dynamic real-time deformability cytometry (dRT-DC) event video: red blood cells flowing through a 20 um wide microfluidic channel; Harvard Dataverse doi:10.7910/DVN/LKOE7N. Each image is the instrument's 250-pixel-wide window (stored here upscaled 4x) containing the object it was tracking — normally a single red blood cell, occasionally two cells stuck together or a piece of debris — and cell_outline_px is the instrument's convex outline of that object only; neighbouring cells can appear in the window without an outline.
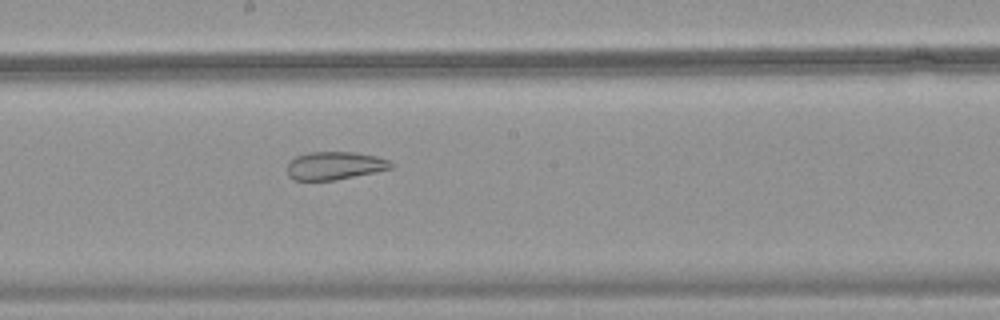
{"species": "common noctule bat (a hibernating species)", "species_latin": "Nyctalus noctula", "temperature_condition": "warm", "stored_images_in_passage": 51, "camera_frame_rate_fps": 3000, "um_per_image_px": 0.085, "animal": {"sex": "female", "body_mass_g": 18.4}, "frame": {"image": 1, "passage_image": 29, "time_ms": 9.333, "image_size_px": [1000, 320], "cell_outline_px": [[396, 164], [392, 168], [376, 172], [336, 180], [296, 180], [288, 176], [288, 164], [296, 156], [308, 152], [356, 152], [376, 156], [388, 160]], "centroid_in_image_um": [28.49, 14.08], "position_along_channel_um": 219.7, "area_um2": 16.99}}
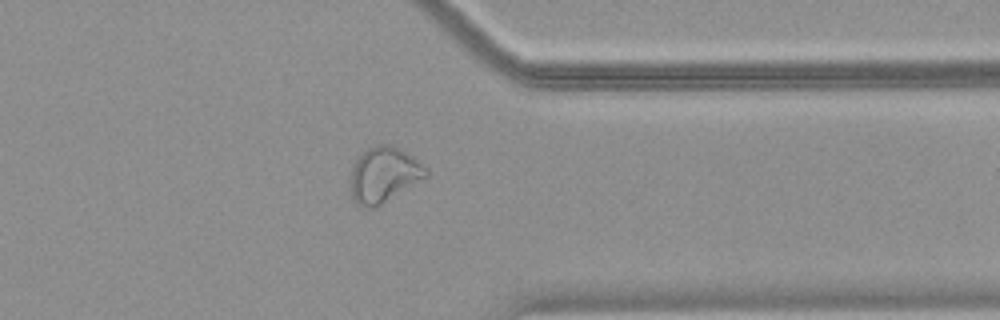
{"frame": {"image": 2, "passage_image": 41, "time_ms": 13.333, "image_size_px": [1000, 320], "cell_outline_px": [[428, 176], [380, 204], [372, 208], [360, 208], [352, 200], [352, 168], [356, 156], [360, 152], [368, 148], [380, 144], [388, 144], [400, 148], [412, 156], [428, 168]], "centroid_in_image_um": [32.61, 14.83], "position_along_channel_um": 378.8, "area_um2": 24.28}}
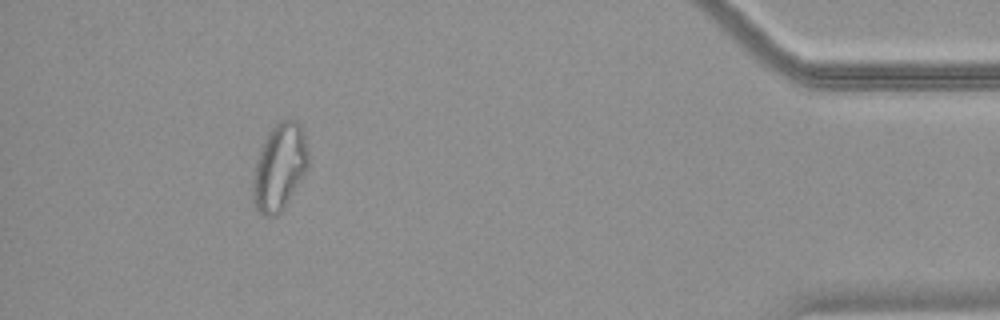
{"frame": {"image": 3, "passage_image": 47, "time_ms": 15.333, "image_size_px": [1000, 320], "cell_outline_px": [[308, 168], [284, 208], [276, 216], [264, 216], [256, 208], [252, 200], [252, 180], [256, 160], [260, 148], [268, 132], [280, 120], [296, 120], [300, 124], [304, 132], [308, 152]], "centroid_in_image_um": [23.75, 14.21], "position_along_channel_um": 411.5, "area_um2": 28.15}}